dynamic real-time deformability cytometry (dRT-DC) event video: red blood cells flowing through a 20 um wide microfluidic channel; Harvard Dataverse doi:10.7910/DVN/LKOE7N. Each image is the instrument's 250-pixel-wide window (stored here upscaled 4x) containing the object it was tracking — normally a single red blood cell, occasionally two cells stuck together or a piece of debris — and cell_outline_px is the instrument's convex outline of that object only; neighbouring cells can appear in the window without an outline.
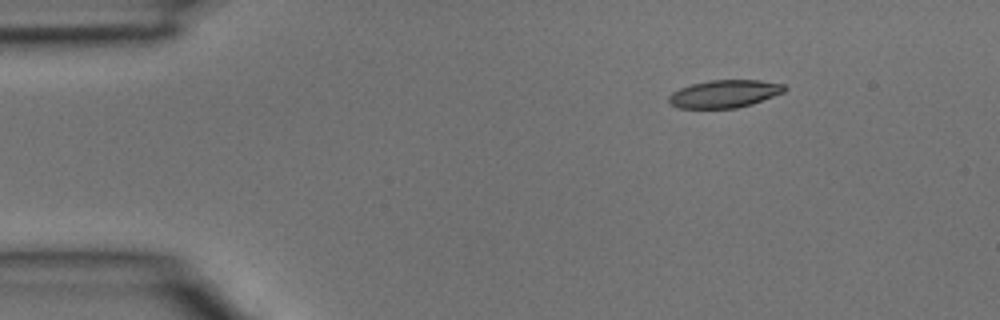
{"species": "common noctule bat (a hibernating species)", "species_latin": "Nyctalus noctula", "temperature_condition": "room temperature", "stored_images_in_passage": 3, "camera_frame_rate_fps": 3000, "um_per_image_px": 0.085, "animal": {"sex": "male", "body_mass_g": 15.6}, "frame": {"image": 1, "passage_image": 1, "time_ms": 0.0, "image_size_px": [1000, 320], "cell_outline_px": [[788, 88], [784, 92], [752, 104], [736, 108], [680, 108], [672, 104], [668, 100], [668, 96], [672, 92], [680, 88], [692, 84], [708, 80], [760, 80], [784, 84]], "centroid_in_image_um": [61.6, 7.97], "position_along_channel_um": 23.4, "area_um2": 18.67}}